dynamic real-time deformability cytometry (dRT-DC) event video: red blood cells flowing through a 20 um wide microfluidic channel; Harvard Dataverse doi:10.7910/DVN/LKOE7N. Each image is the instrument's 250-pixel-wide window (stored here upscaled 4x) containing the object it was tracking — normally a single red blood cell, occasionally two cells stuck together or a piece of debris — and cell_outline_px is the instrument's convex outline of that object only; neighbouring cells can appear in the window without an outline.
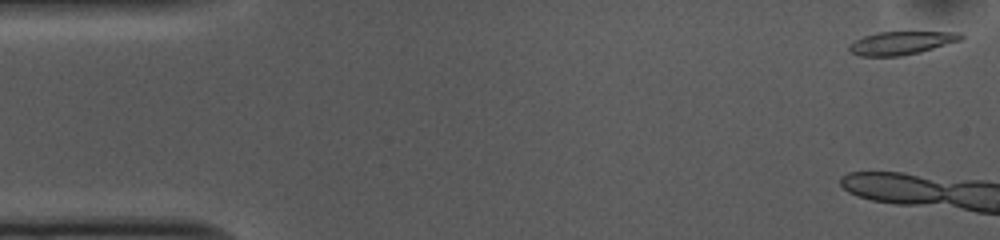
{"species": "common noctule bat (a hibernating species)", "species_latin": "Nyctalus noctula", "temperature_condition": "cold", "stored_images_in_passage": 4, "camera_frame_rate_fps": 3000, "um_per_image_px": 0.085, "animal": {"sex": "female", "body_mass_g": 10.0, "forearm_length_mm": 53.1}, "frame": {"image": 1, "passage_image": 1, "time_ms": 0.0, "image_size_px": [1000, 240], "cell_outline_px": [[964, 36], [960, 40], [920, 52], [900, 56], [860, 56], [852, 52], [848, 48], [848, 44], [864, 36], [880, 32], [960, 32]], "centroid_in_image_um": [76.6, 3.65], "position_along_channel_um": 8.4, "area_um2": 14.91}}